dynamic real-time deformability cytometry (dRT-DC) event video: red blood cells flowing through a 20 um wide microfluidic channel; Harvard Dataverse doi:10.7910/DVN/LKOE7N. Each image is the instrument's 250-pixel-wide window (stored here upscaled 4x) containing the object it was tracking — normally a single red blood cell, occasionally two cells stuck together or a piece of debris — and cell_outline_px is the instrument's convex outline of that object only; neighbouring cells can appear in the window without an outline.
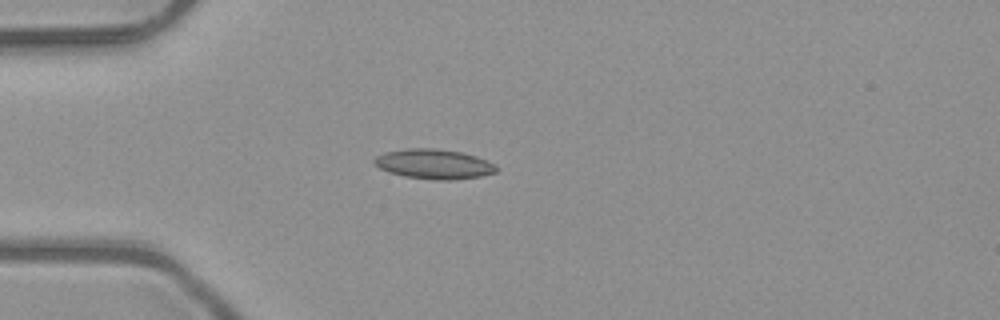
{"species": "common noctule bat (a hibernating species)", "species_latin": "Nyctalus noctula", "temperature_condition": "room temperature", "stored_images_in_passage": 4, "camera_frame_rate_fps": 3000, "um_per_image_px": 0.085, "animal": {"sex": "male", "body_mass_g": 23.1, "forearm_length_mm": 52.7}, "frame": {"image": 1, "passage_image": 3, "time_ms": 0.667, "image_size_px": [1000, 320], "cell_outline_px": [[500, 168], [496, 172], [480, 176], [452, 180], [436, 180], [404, 176], [388, 172], [380, 168], [372, 160], [376, 156], [384, 152], [408, 148], [432, 148], [460, 152], [476, 156], [496, 164]], "centroid_in_image_um": [36.89, 13.94], "position_along_channel_um": 48.1, "area_um2": 21.21}}